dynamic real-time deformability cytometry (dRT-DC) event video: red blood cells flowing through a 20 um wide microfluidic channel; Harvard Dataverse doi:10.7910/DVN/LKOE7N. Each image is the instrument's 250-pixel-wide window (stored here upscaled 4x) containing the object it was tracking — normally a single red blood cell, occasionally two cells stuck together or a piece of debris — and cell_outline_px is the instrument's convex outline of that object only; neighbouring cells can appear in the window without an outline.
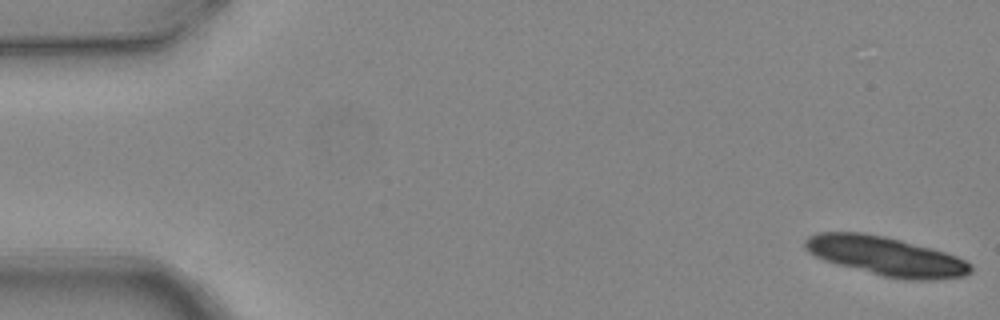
{"species": "common noctule bat (a hibernating species)", "species_latin": "Nyctalus noctula", "temperature_condition": "warm", "stored_images_in_passage": 5, "camera_frame_rate_fps": 3000, "um_per_image_px": 0.085, "animal": {"sex": "female", "body_mass_g": 24.6, "forearm_length_mm": 56.2}, "frame": {"image": 1, "passage_image": 1, "time_ms": 0.0, "image_size_px": [1000, 320], "cell_outline_px": [[972, 272], [964, 276], [936, 280], [904, 280], [884, 276], [836, 264], [824, 260], [808, 252], [804, 248], [804, 240], [808, 236], [816, 232], [860, 232], [884, 236], [932, 248], [956, 256], [972, 264]], "centroid_in_image_um": [75.3, 21.78], "position_along_channel_um": 9.7, "area_um2": 37.74}}